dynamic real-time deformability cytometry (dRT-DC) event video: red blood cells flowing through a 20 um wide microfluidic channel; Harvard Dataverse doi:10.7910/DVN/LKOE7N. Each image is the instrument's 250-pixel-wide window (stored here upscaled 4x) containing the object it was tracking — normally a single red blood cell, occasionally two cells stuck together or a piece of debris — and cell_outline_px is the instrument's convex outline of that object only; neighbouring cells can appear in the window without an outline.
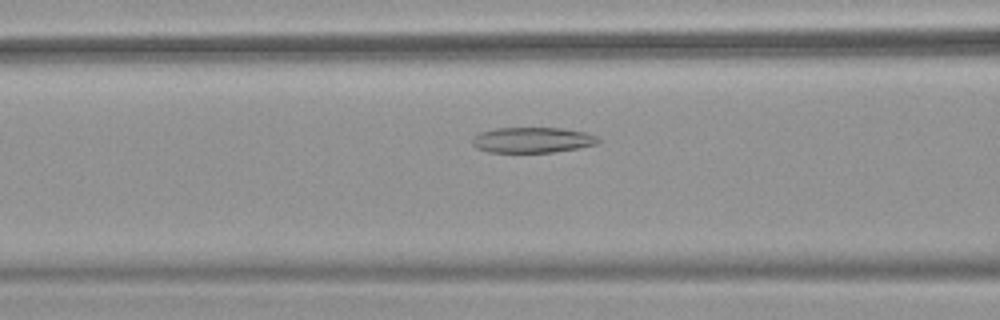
{"species": "common noctule bat (a hibernating species)", "species_latin": "Nyctalus noctula", "temperature_condition": "warm", "stored_images_in_passage": 35, "camera_frame_rate_fps": 3000, "um_per_image_px": 0.085, "animal": {"sex": "female", "body_mass_g": 18.4}, "frame": {"image": 1, "passage_image": 13, "time_ms": 4.0, "image_size_px": [1000, 320], "cell_outline_px": [[600, 140], [596, 144], [576, 148], [552, 152], [488, 152], [476, 148], [472, 144], [472, 136], [480, 132], [496, 128], [560, 128], [584, 132], [596, 136]], "centroid_in_image_um": [45.19, 11.9], "position_along_channel_um": 121.4, "area_um2": 18.61}}
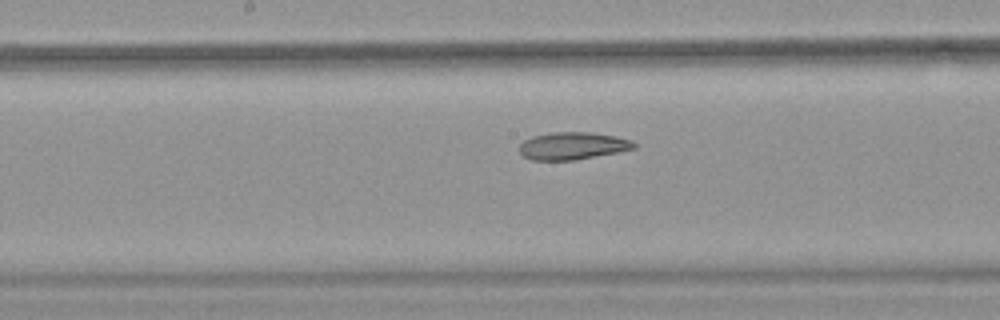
{"frame": {"image": 2, "passage_image": 19, "time_ms": 6.0, "image_size_px": [1000, 320], "cell_outline_px": [[636, 148], [616, 152], [572, 160], [532, 160], [524, 156], [520, 152], [520, 144], [524, 140], [532, 136], [552, 132], [592, 132], [616, 136], [632, 140], [636, 144]], "centroid_in_image_um": [48.67, 12.38], "position_along_channel_um": 199.5, "area_um2": 18.21}}
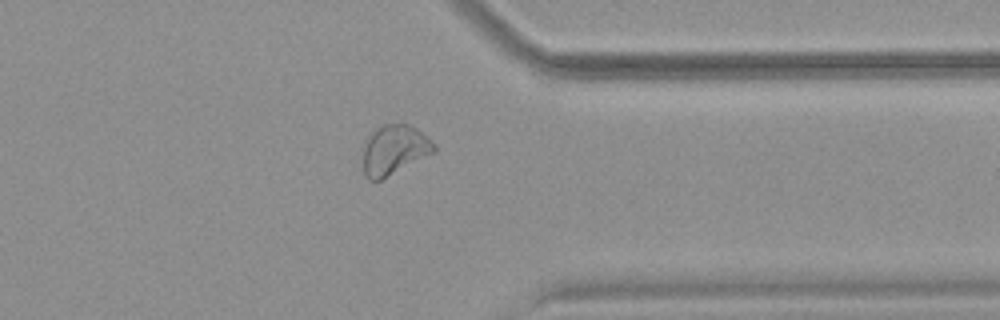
{"frame": {"image": 3, "passage_image": 33, "time_ms": 10.667, "image_size_px": [1000, 320], "cell_outline_px": [[436, 152], [380, 180], [368, 180], [364, 172], [364, 144], [368, 136], [376, 128], [384, 124], [408, 124], [416, 128], [436, 148]], "centroid_in_image_um": [33.49, 12.74], "position_along_channel_um": 377.9, "area_um2": 20.17}}